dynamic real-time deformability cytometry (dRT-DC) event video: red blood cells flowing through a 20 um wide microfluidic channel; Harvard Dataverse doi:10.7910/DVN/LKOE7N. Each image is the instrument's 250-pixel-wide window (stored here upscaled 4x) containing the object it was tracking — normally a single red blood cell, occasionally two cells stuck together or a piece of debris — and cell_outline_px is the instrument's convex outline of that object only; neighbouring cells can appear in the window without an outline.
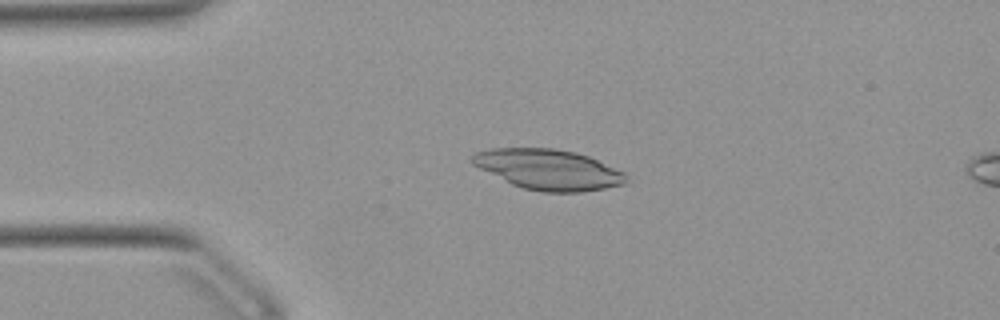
{"species": "Egyptian fruit bat (a non-hibernating species)", "species_latin": "Rousettus aegyptiacus", "temperature_condition": "warm", "stored_images_in_passage": 15, "camera_frame_rate_fps": 3000, "um_per_image_px": 0.085, "animal": {"sex": "female"}, "frame": {"image": 1, "passage_image": 11, "time_ms": 3.333, "image_size_px": [1000, 320], "cell_outline_px": [[628, 180], [624, 184], [604, 188], [580, 192], [544, 192], [524, 188], [512, 184], [472, 164], [468, 160], [476, 152], [488, 148], [552, 148], [576, 152], [588, 156], [624, 172], [628, 176]], "centroid_in_image_um": [46.61, 14.4], "position_along_channel_um": 38.4, "area_um2": 36.07}}